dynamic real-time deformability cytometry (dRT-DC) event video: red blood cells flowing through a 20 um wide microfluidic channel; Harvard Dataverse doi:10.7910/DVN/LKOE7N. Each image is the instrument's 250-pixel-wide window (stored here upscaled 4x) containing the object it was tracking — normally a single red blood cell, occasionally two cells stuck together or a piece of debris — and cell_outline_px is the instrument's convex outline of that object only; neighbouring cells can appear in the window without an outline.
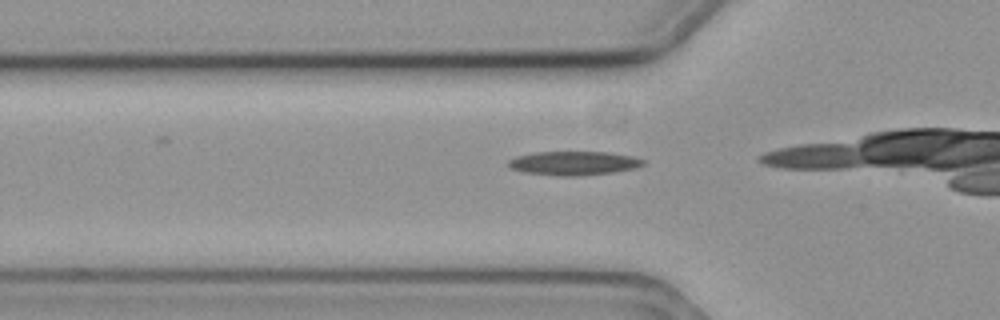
{"species": "common noctule bat (a hibernating species)", "species_latin": "Nyctalus noctula", "temperature_condition": "cold", "stored_images_in_passage": 18, "camera_frame_rate_fps": 3000, "um_per_image_px": 0.085, "animal": {"sex": "female", "body_mass_g": 19.3, "forearm_length_mm": 54.1}, "frame": {"image": 1, "passage_image": 13, "time_ms": 4.0, "image_size_px": [1000, 320], "cell_outline_px": [[644, 164], [636, 168], [612, 172], [580, 176], [556, 176], [524, 172], [512, 168], [508, 164], [508, 160], [516, 156], [536, 152], [612, 152], [632, 156], [644, 160]], "centroid_in_image_um": [48.78, 13.87], "position_along_channel_um": 77.0, "area_um2": 18.79}}
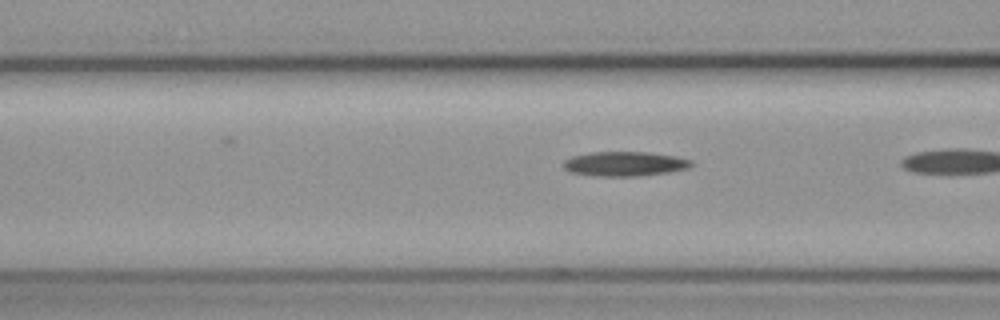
{"frame": {"image": 2, "passage_image": 16, "time_ms": 5.0, "image_size_px": [1000, 320], "cell_outline_px": [[692, 164], [688, 168], [668, 172], [644, 176], [596, 176], [572, 172], [564, 168], [560, 164], [564, 160], [572, 156], [588, 152], [648, 152], [676, 156], [692, 160]], "centroid_in_image_um": [53.08, 13.92], "position_along_channel_um": 113.5, "area_um2": 18.44}}